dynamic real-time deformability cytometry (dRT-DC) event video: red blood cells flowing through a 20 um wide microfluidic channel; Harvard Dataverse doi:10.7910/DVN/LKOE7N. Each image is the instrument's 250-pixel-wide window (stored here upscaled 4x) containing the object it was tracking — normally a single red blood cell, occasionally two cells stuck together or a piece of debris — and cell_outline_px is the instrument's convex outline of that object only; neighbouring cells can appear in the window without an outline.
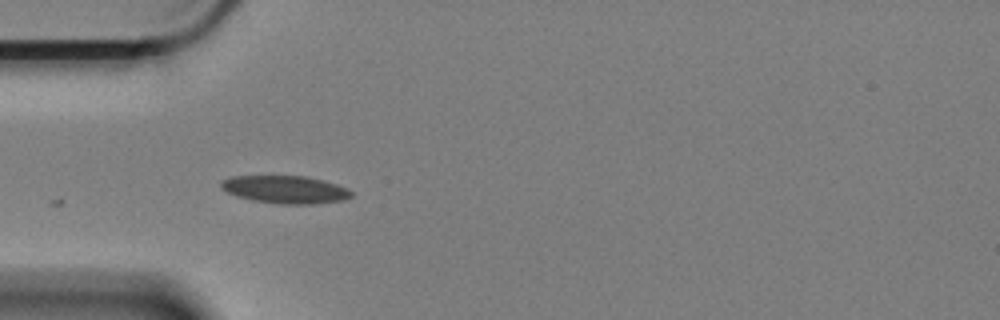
{"species": "Egyptian fruit bat (a non-hibernating species)", "species_latin": "Rousettus aegyptiacus", "temperature_condition": "cold", "stored_images_in_passage": 9, "camera_frame_rate_fps": 3000, "um_per_image_px": 0.085, "animal": {"sex": "female"}, "frame": {"image": 1, "passage_image": 1, "time_ms": 0.0, "image_size_px": [1000, 320], "cell_outline_px": [[352, 196], [344, 200], [312, 204], [280, 204], [252, 200], [236, 196], [220, 188], [220, 180], [232, 176], [308, 176], [324, 180], [348, 188], [352, 192]], "centroid_in_image_um": [24.24, 16.1], "position_along_channel_um": 60.8, "area_um2": 21.21}}
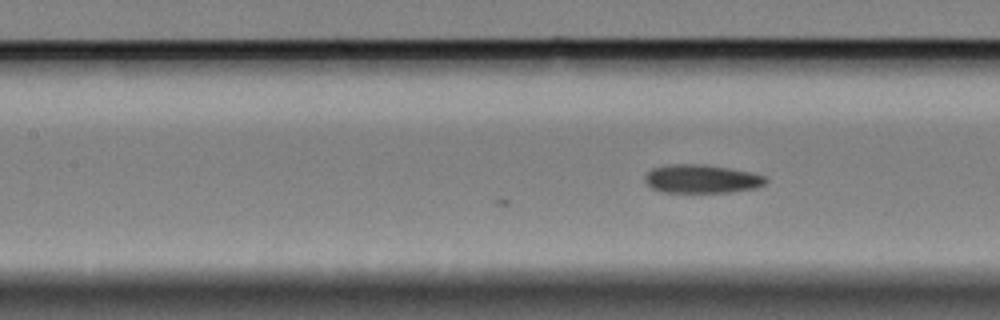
{"frame": {"image": 2, "passage_image": 9, "time_ms": 2.667, "image_size_px": [1000, 320], "cell_outline_px": [[768, 180], [764, 184], [756, 188], [728, 192], [660, 192], [652, 188], [644, 180], [644, 176], [652, 168], [668, 164], [704, 164], [752, 172], [764, 176]], "centroid_in_image_um": [59.62, 15.2], "position_along_channel_um": 147.8, "area_um2": 20.11}}